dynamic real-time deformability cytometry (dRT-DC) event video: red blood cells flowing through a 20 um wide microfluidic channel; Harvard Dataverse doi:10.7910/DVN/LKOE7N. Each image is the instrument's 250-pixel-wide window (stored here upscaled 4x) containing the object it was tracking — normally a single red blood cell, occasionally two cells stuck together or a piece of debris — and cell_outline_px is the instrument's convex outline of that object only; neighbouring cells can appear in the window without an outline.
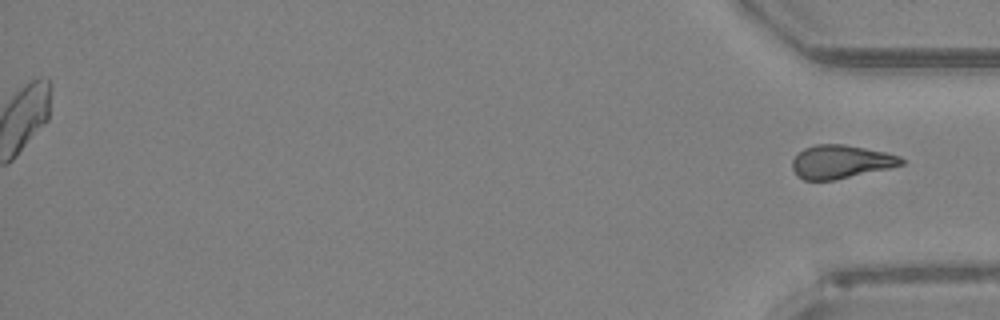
{"species": "Egyptian fruit bat (a non-hibernating species)", "species_latin": "Rousettus aegyptiacus", "temperature_condition": "room temperature", "stored_images_in_passage": 36, "segment_of_instrument_passage": [2, 2], "camera_frame_rate_fps": 3000, "um_per_image_px": 0.085, "animal": {"sex": "female"}, "frame": {"image": 1, "passage_image": 36, "time_ms": 11.667, "image_size_px": [1000, 320], "cell_outline_px": [[904, 164], [888, 168], [836, 180], [804, 180], [796, 176], [792, 168], [792, 160], [804, 148], [816, 144], [844, 144], [884, 152], [900, 156], [904, 160]], "centroid_in_image_um": [71.44, 13.76], "position_along_channel_um": 363.8, "area_um2": 21.15}}